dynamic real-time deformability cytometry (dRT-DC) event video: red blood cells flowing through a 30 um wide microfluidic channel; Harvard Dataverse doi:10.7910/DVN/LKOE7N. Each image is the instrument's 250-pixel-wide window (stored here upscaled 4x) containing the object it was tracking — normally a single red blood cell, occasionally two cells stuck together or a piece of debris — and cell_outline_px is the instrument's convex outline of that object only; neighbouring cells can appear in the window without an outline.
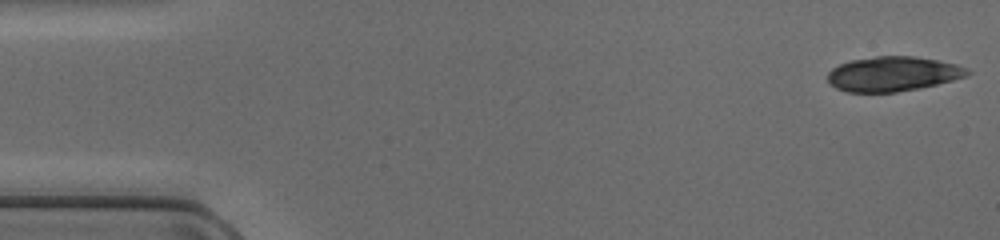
{"species": "common noctule bat (a hibernating species)", "species_latin": "Nyctalus noctula", "temperature_condition": "cold", "stored_images_in_passage": 16, "camera_frame_rate_fps": 3000, "um_per_image_px": 0.085, "animal": {"sex": "female", "body_mass_g": 17.0, "forearm_length_mm": 48.0}, "frame": {"image": 1, "passage_image": 1, "time_ms": 0.0, "image_size_px": [1000, 240], "cell_outline_px": [[972, 72], [964, 76], [952, 80], [920, 88], [896, 92], [848, 92], [836, 88], [828, 80], [828, 72], [832, 68], [840, 64], [852, 60], [876, 56], [916, 56], [956, 64], [968, 68]], "centroid_in_image_um": [75.9, 6.28], "position_along_channel_um": 9.1, "area_um2": 28.09}}
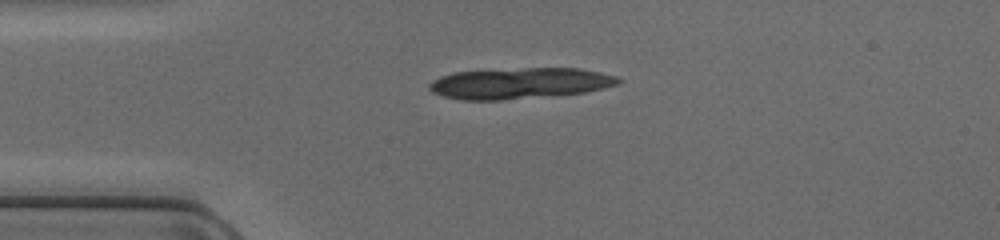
{"frame": {"image": 2, "passage_image": 11, "time_ms": 3.333, "image_size_px": [1000, 240], "cell_outline_px": [[624, 80], [620, 84], [604, 88], [584, 92], [504, 100], [464, 100], [444, 96], [432, 92], [428, 88], [428, 84], [432, 80], [440, 76], [452, 72], [524, 68], [580, 68], [600, 72], [616, 76]], "centroid_in_image_um": [44.18, 7.07], "position_along_channel_um": 40.8, "area_um2": 34.22}}